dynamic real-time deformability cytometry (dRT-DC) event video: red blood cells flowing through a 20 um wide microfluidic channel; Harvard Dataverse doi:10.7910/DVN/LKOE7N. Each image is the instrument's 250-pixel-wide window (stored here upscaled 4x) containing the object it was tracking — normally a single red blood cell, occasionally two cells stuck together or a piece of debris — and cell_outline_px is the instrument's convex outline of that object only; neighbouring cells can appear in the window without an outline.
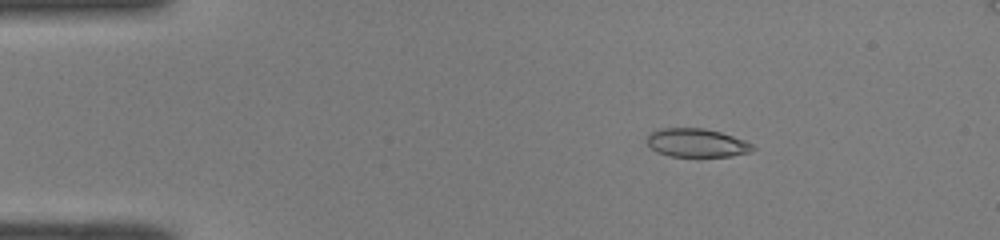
{"species": "common noctule bat (a hibernating species)", "species_latin": "Nyctalus noctula", "temperature_condition": "room temperature", "stored_images_in_passage": 50, "camera_frame_rate_fps": 3000, "um_per_image_px": 0.085, "animal": {"sex": "male", "body_mass_g": 19.0, "forearm_length_mm": 50.8}, "frame": {"image": 1, "passage_image": 8, "time_ms": 2.333, "image_size_px": [1000, 240], "cell_outline_px": [[756, 148], [752, 152], [732, 156], [672, 156], [656, 152], [644, 140], [652, 132], [660, 128], [704, 128], [720, 132], [744, 140], [752, 144]], "centroid_in_image_um": [59.22, 12.14], "position_along_channel_um": 25.8, "area_um2": 17.57}}
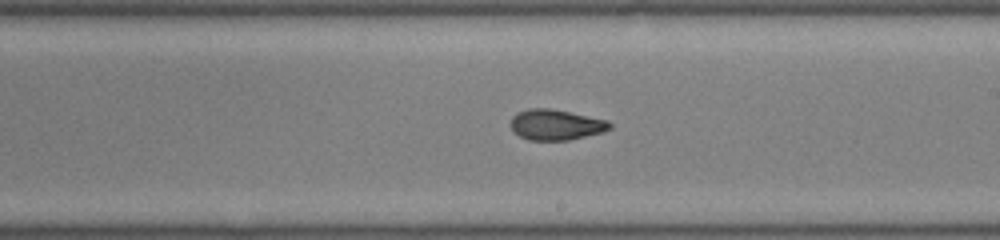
{"frame": {"image": 2, "passage_image": 29, "time_ms": 9.333, "image_size_px": [1000, 240], "cell_outline_px": [[612, 128], [604, 132], [568, 140], [528, 140], [520, 136], [512, 128], [512, 116], [516, 112], [528, 108], [548, 108], [608, 120], [612, 124]], "centroid_in_image_um": [47.27, 10.6], "position_along_channel_um": 241.7, "area_um2": 17.57}}
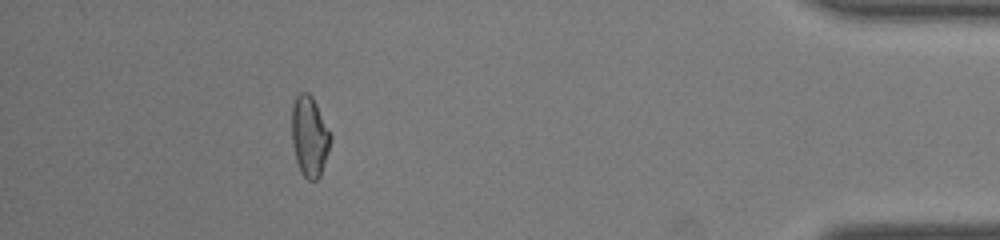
{"frame": {"image": 3, "passage_image": 45, "time_ms": 14.667, "image_size_px": [1000, 240], "cell_outline_px": [[332, 140], [320, 176], [316, 180], [308, 180], [300, 172], [296, 160], [292, 144], [292, 104], [296, 96], [300, 92], [308, 92], [312, 96], [332, 136]], "centroid_in_image_um": [26.3, 11.59], "position_along_channel_um": 408.9, "area_um2": 18.21}, "authors_computed_cell_mechanics": {"area_um2": 18.1492, "velocity_mm_per_s": 4.1058, "shape_relaxation_time_tau1_ms": null, "shape_relaxation_time_tau2_ms": 2.2532, "deformation_change_tau1": null, "deformation_change_tau2": 0.0814}}